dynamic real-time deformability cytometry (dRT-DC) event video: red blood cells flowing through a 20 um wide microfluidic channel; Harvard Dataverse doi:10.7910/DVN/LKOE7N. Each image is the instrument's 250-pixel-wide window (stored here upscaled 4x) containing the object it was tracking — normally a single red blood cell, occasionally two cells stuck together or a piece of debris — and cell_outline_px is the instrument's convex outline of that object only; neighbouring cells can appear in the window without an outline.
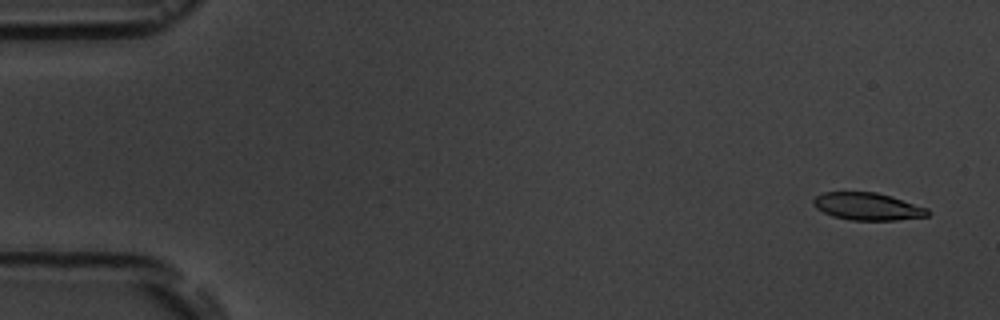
{"species": "common noctule bat (a hibernating species)", "species_latin": "Nyctalus noctula", "temperature_condition": "room temperature", "stored_images_in_passage": 5, "camera_frame_rate_fps": 3000, "um_per_image_px": 0.085, "animal": {"sex": "male", "body_mass_g": 19.5, "forearm_length_mm": 54.6}, "frame": {"image": 1, "passage_image": 1, "time_ms": 0.0, "image_size_px": [1000, 320], "cell_outline_px": [[932, 212], [928, 216], [896, 220], [852, 220], [832, 216], [816, 208], [812, 204], [812, 200], [816, 196], [824, 192], [876, 192], [892, 196], [928, 208]], "centroid_in_image_um": [73.76, 17.54], "position_along_channel_um": 11.2, "area_um2": 18.38}}
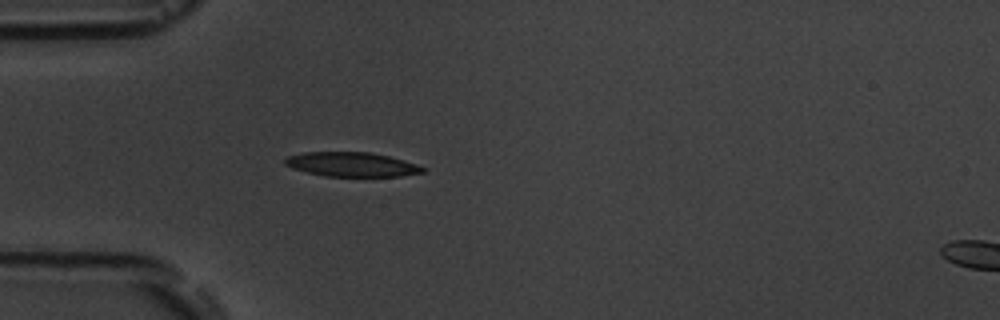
{"frame": {"image": 2, "passage_image": 5, "time_ms": 4.667, "image_size_px": [1000, 320], "cell_outline_px": [[424, 172], [400, 176], [324, 176], [292, 168], [284, 164], [284, 160], [288, 156], [304, 152], [368, 152], [388, 156], [404, 160], [416, 164], [424, 168]], "centroid_in_image_um": [29.87, 13.97], "position_along_channel_um": 55.1, "area_um2": 19.36}}